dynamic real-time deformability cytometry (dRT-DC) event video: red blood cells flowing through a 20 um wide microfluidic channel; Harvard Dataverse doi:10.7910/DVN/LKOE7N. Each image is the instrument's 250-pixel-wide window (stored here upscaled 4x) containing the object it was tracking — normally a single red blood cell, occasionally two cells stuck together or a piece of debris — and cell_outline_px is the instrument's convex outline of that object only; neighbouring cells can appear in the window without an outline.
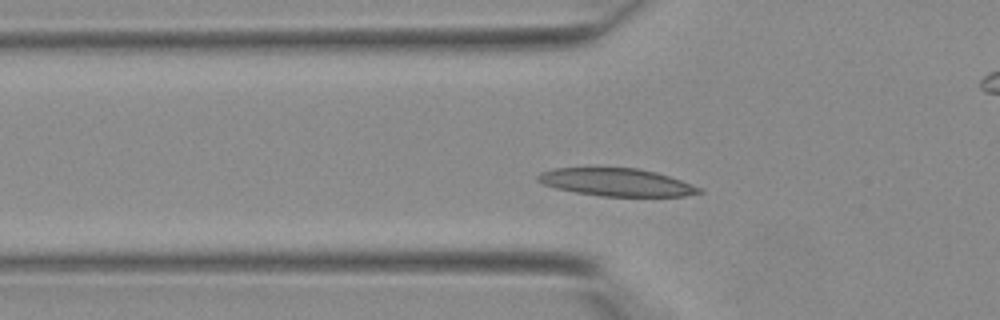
{"species": "Egyptian fruit bat (a non-hibernating species)", "species_latin": "Rousettus aegyptiacus", "temperature_condition": "warm", "stored_images_in_passage": 33, "camera_frame_rate_fps": 3000, "um_per_image_px": 0.085, "animal": {"sex": "female"}, "frame": {"image": 1, "passage_image": 8, "time_ms": 2.333, "image_size_px": [1000, 320], "cell_outline_px": [[704, 192], [684, 196], [600, 196], [576, 192], [556, 188], [544, 184], [536, 180], [536, 176], [540, 172], [552, 168], [636, 168], [656, 172], [680, 180], [700, 188]], "centroid_in_image_um": [52.36, 15.49], "position_along_channel_um": 73.4, "area_um2": 25.84}}
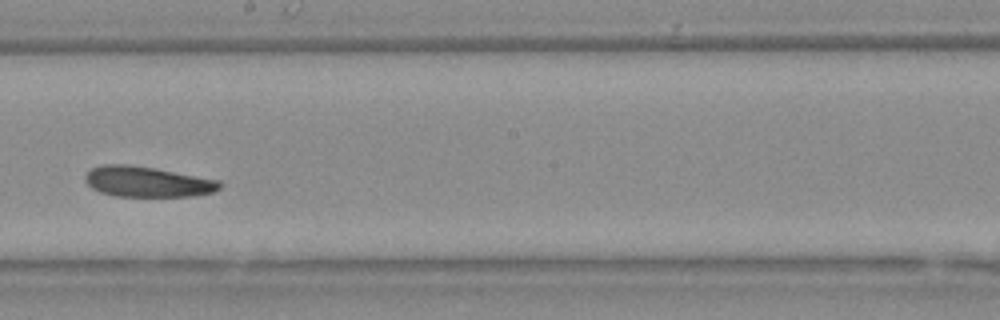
{"frame": {"image": 2, "passage_image": 18, "time_ms": 5.667, "image_size_px": [1000, 320], "cell_outline_px": [[220, 188], [212, 192], [196, 196], [116, 196], [100, 192], [92, 188], [84, 180], [84, 176], [92, 168], [104, 164], [128, 164], [156, 168], [220, 180]], "centroid_in_image_um": [12.51, 15.44], "position_along_channel_um": 235.7, "area_um2": 23.93}}
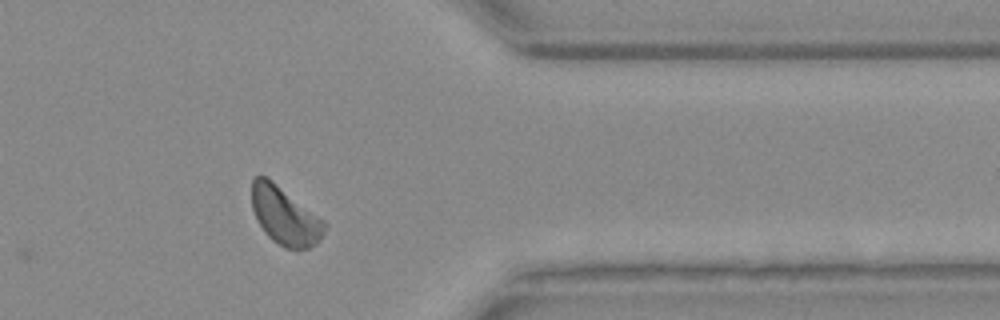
{"frame": {"image": 3, "passage_image": 28, "time_ms": 9.0, "image_size_px": [1000, 320], "cell_outline_px": [[328, 224], [320, 240], [316, 244], [308, 248], [284, 248], [272, 240], [264, 232], [252, 208], [252, 180], [260, 172], [272, 180], [324, 220]], "centroid_in_image_um": [24.22, 18.33], "position_along_channel_um": 387.2, "area_um2": 24.51}}